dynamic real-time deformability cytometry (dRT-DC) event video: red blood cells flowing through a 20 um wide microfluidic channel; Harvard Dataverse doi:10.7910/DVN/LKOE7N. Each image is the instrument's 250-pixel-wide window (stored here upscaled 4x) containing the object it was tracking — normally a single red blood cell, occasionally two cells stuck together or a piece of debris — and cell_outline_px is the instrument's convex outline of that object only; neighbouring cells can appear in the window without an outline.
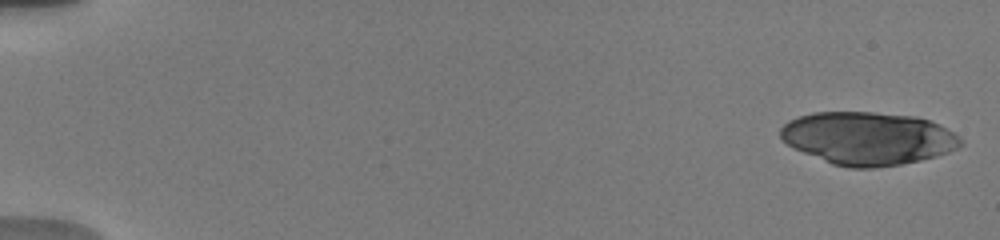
{"species": "human", "species_latin": "Homo sapiens", "temperature_condition": "warm", "stored_images_in_passage": 49, "camera_frame_rate_fps": 3000, "um_per_image_px": 0.085, "donor": {"sex": "male"}, "frame": {"image": 1, "passage_image": 2, "time_ms": 0.333, "image_size_px": [1000, 240], "cell_outline_px": [[964, 144], [948, 152], [936, 156], [920, 160], [900, 164], [876, 168], [848, 168], [832, 164], [792, 148], [780, 136], [780, 128], [788, 120], [812, 112], [872, 112], [916, 116], [928, 120], [952, 132]], "centroid_in_image_um": [73.73, 11.76], "position_along_channel_um": 11.3, "area_um2": 55.37}}
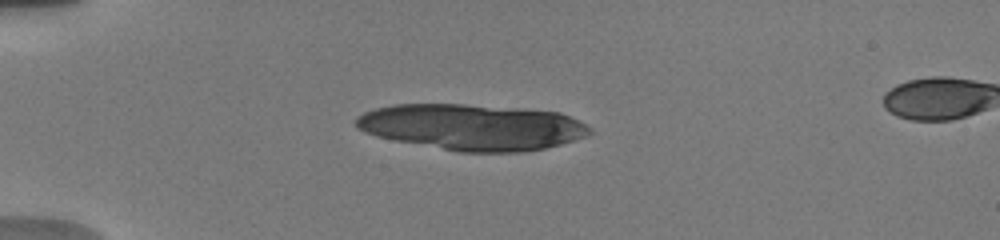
{"frame": {"image": 2, "passage_image": 27, "time_ms": 4.667, "image_size_px": [1000, 240], "cell_outline_px": [[592, 132], [584, 136], [560, 144], [528, 152], [460, 152], [396, 140], [376, 136], [364, 132], [356, 128], [356, 116], [364, 112], [376, 108], [396, 104], [464, 104], [560, 112], [592, 128]], "centroid_in_image_um": [40.1, 10.8], "position_along_channel_um": 44.9, "area_um2": 62.31}}
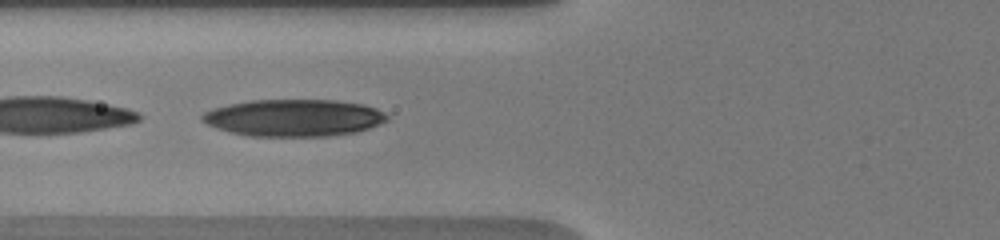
{"frame": {"image": 3, "passage_image": 48, "time_ms": 7.333, "image_size_px": [1000, 240], "cell_outline_px": [[388, 120], [380, 124], [356, 132], [328, 136], [248, 136], [228, 132], [216, 128], [208, 124], [200, 116], [204, 112], [228, 104], [252, 100], [336, 100], [360, 104], [376, 108], [384, 112], [388, 116]], "centroid_in_image_um": [24.98, 10.02], "position_along_channel_um": 100.8, "area_um2": 39.82}}